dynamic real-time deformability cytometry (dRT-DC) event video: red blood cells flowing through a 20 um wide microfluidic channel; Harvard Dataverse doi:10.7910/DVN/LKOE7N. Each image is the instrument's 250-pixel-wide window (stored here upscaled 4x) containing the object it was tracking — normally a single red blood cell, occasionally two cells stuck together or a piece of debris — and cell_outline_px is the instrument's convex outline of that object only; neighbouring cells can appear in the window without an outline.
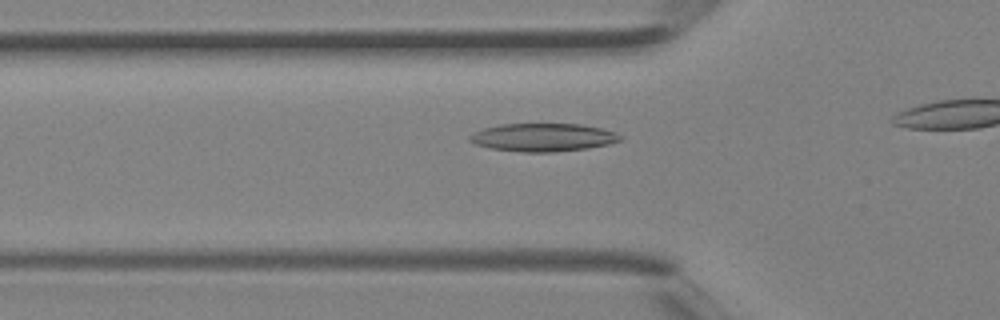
{"species": "Egyptian fruit bat (a non-hibernating species)", "species_latin": "Rousettus aegyptiacus", "temperature_condition": "room temperature", "stored_images_in_passage": 7, "camera_frame_rate_fps": 3000, "um_per_image_px": 0.085, "animal": {"sex": "female"}, "frame": {"image": 1, "passage_image": 3, "time_ms": 0.667, "image_size_px": [1000, 320], "cell_outline_px": [[624, 136], [620, 140], [608, 144], [588, 148], [552, 152], [520, 152], [488, 148], [476, 144], [468, 140], [468, 136], [484, 128], [500, 124], [580, 124], [600, 128], [616, 132]], "centroid_in_image_um": [46.15, 11.68], "position_along_channel_um": 79.6, "area_um2": 24.62}}
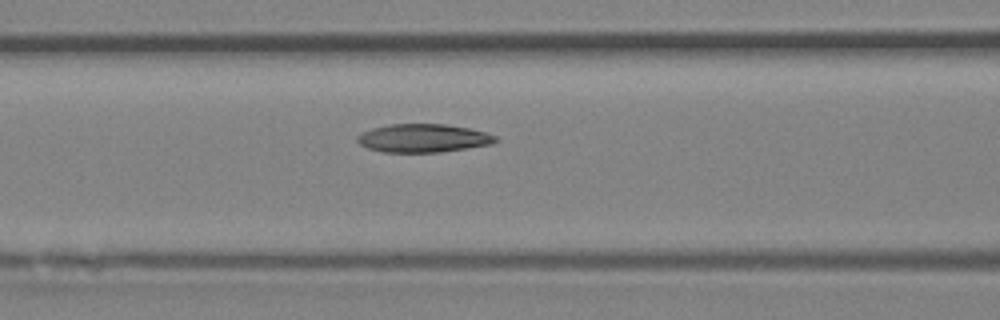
{"frame": {"image": 2, "passage_image": 6, "time_ms": 1.667, "image_size_px": [1000, 320], "cell_outline_px": [[500, 140], [492, 144], [440, 152], [384, 152], [368, 148], [360, 144], [356, 140], [356, 136], [372, 128], [388, 124], [448, 124], [468, 128], [484, 132], [496, 136]], "centroid_in_image_um": [35.98, 11.74], "position_along_channel_um": 130.6, "area_um2": 22.77}}